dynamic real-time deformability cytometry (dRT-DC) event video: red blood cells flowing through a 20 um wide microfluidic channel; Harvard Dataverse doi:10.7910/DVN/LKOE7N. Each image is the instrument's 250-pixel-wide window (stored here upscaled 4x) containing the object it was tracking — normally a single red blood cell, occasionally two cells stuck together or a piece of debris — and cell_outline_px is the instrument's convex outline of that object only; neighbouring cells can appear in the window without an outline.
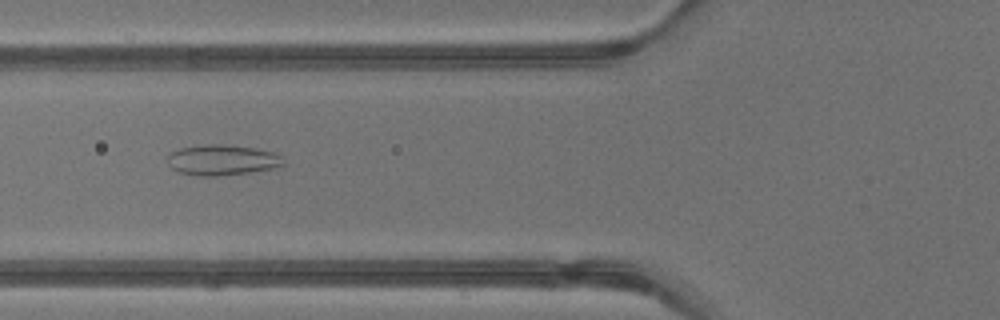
{"species": "common noctule bat (a hibernating species)", "species_latin": "Nyctalus noctula", "temperature_condition": "warm", "stored_images_in_passage": 43, "camera_frame_rate_fps": 3000, "um_per_image_px": 0.085, "animal": {"sex": "male", "body_mass_g": 13.3}, "frame": {"image": 1, "passage_image": 17, "time_ms": 5.333, "image_size_px": [1000, 320], "cell_outline_px": [[284, 164], [272, 168], [248, 172], [216, 176], [200, 176], [180, 172], [172, 168], [168, 164], [168, 156], [172, 152], [180, 148], [204, 144], [224, 144], [252, 148], [272, 152], [284, 156]], "centroid_in_image_um": [18.88, 13.59], "position_along_channel_um": 106.9, "area_um2": 20.4}}
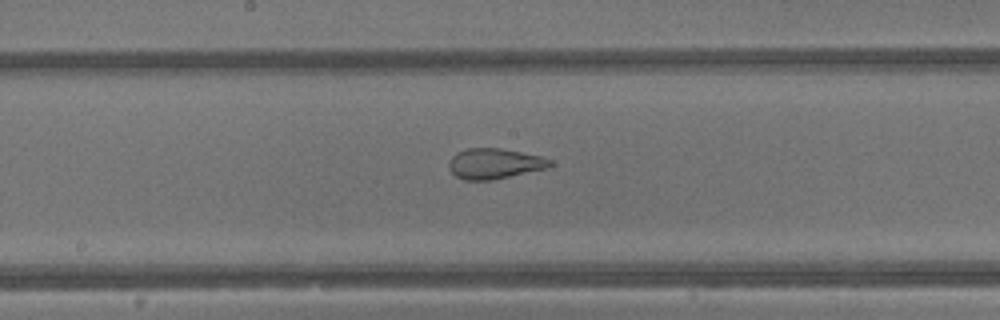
{"frame": {"image": 2, "passage_image": 23, "time_ms": 7.333, "image_size_px": [1000, 320], "cell_outline_px": [[552, 164], [548, 168], [492, 180], [464, 180], [456, 176], [448, 168], [448, 160], [456, 152], [468, 148], [500, 148], [544, 156], [552, 160]], "centroid_in_image_um": [42.03, 13.9], "position_along_channel_um": 206.2, "area_um2": 18.15}}
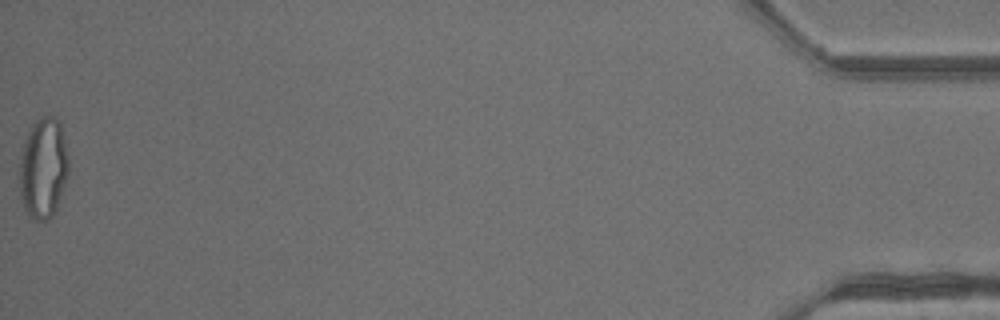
{"frame": {"image": 3, "passage_image": 43, "time_ms": 14.0, "image_size_px": [1000, 320], "cell_outline_px": [[68, 176], [56, 208], [52, 216], [48, 220], [36, 220], [28, 216], [24, 208], [20, 196], [20, 156], [24, 140], [32, 124], [36, 120], [44, 116], [56, 116], [60, 124], [68, 156]], "centroid_in_image_um": [3.67, 14.29], "position_along_channel_um": 431.5, "area_um2": 28.84}, "authors_computed_cell_mechanics": {"area_um2": 23.987, "velocity_mm_per_s": 4.9454, "shape_relaxation_time_tau1_ms": null, "shape_relaxation_time_tau2_ms": 1.0229, "deformation_change_tau1": null, "deformation_change_tau2": 0.0892}}